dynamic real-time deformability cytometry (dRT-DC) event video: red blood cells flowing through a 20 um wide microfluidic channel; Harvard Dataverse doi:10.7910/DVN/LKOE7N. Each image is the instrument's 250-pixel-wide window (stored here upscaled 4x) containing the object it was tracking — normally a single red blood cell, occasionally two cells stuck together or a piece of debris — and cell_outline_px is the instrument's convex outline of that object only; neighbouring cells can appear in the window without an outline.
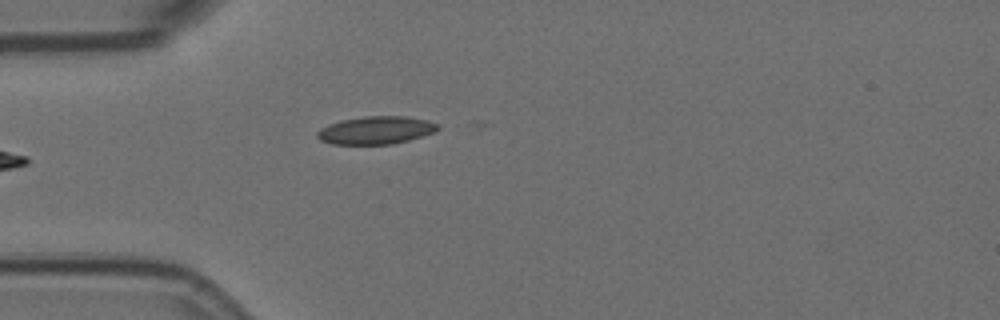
{"species": "Egyptian fruit bat (a non-hibernating species)", "species_latin": "Rousettus aegyptiacus", "temperature_condition": "room temperature", "stored_images_in_passage": 1, "camera_frame_rate_fps": 3000, "um_per_image_px": 0.085, "animal": {"sex": "female"}, "frame": {"image": 1, "passage_image": 1, "time_ms": 0.0, "image_size_px": [1000, 320], "cell_outline_px": [[440, 128], [436, 132], [408, 140], [392, 144], [332, 144], [320, 140], [316, 136], [316, 132], [320, 128], [328, 124], [340, 120], [364, 116], [408, 116], [428, 120], [436, 124]], "centroid_in_image_um": [31.94, 11.06], "position_along_channel_um": 53.1, "area_um2": 19.71}}